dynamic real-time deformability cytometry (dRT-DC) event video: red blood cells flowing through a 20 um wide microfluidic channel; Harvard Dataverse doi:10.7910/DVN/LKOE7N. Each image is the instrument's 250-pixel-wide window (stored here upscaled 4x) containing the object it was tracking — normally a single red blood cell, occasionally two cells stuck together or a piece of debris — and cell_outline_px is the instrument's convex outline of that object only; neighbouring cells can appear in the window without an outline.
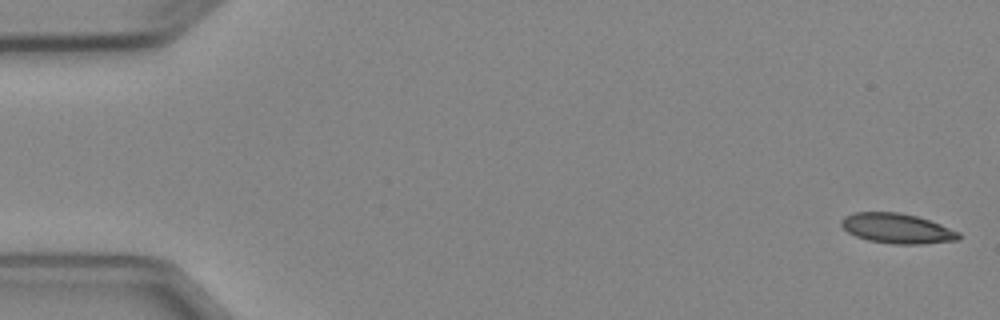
{"species": "Egyptian fruit bat (a non-hibernating species)", "species_latin": "Rousettus aegyptiacus", "temperature_condition": "cold", "stored_images_in_passage": 3, "camera_frame_rate_fps": 3000, "um_per_image_px": 0.085, "animal": {"sex": "female"}, "frame": {"image": 1, "passage_image": 1, "time_ms": 0.0, "image_size_px": [1000, 320], "cell_outline_px": [[960, 240], [920, 244], [892, 244], [868, 240], [856, 236], [848, 232], [840, 224], [840, 220], [844, 216], [852, 212], [900, 212], [916, 216], [940, 224], [960, 232]], "centroid_in_image_um": [76.24, 19.41], "position_along_channel_um": 8.8, "area_um2": 20.58}}